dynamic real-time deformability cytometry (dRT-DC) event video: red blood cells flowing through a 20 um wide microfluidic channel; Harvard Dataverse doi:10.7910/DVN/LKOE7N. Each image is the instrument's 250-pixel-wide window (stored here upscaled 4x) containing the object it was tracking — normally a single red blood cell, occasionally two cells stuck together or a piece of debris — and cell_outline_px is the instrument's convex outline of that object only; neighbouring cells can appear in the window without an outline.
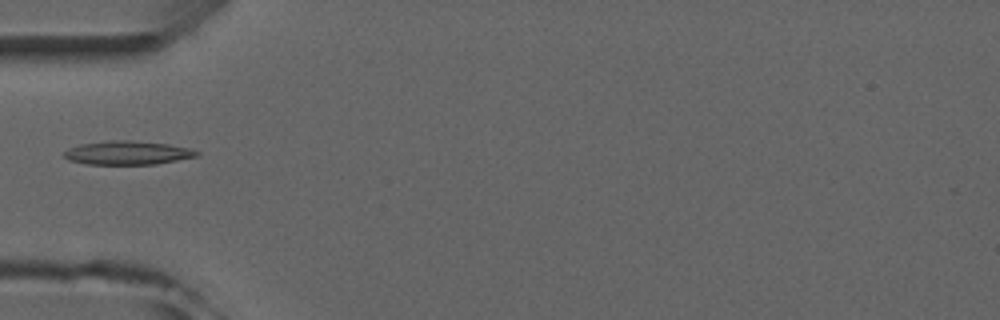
{"species": "common noctule bat (a hibernating species)", "species_latin": "Nyctalus noctula", "temperature_condition": "room temperature", "stored_images_in_passage": 6, "camera_frame_rate_fps": 3000, "um_per_image_px": 0.085, "animal": {"sex": "male", "forearm_length_mm": 52.5}, "frame": {"image": 1, "passage_image": 6, "time_ms": 5.333, "image_size_px": [1000, 320], "cell_outline_px": [[200, 152], [196, 156], [156, 164], [88, 164], [68, 160], [64, 156], [64, 152], [68, 148], [80, 144], [108, 140], [128, 140], [168, 144], [188, 148]], "centroid_in_image_um": [10.79, 12.98], "position_along_channel_um": 74.2, "area_um2": 18.15}}